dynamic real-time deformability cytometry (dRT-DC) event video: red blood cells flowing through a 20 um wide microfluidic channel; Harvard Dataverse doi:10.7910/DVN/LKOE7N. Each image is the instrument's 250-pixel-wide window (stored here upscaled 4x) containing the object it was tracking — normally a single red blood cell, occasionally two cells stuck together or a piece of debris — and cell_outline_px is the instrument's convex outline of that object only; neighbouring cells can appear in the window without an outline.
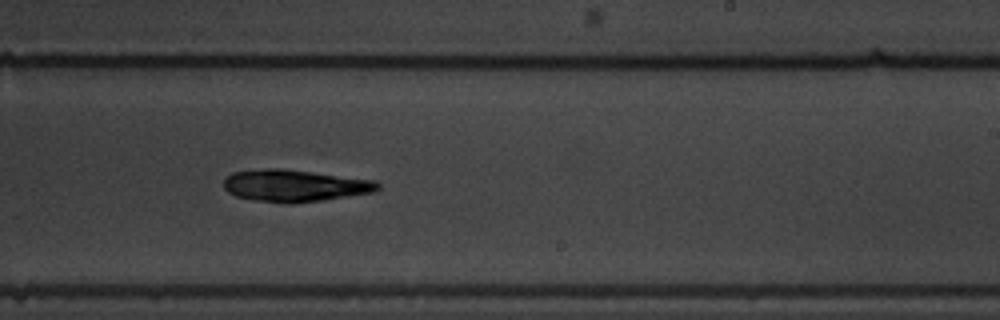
{"species": "common noctule bat (a hibernating species)", "species_latin": "Nyctalus noctula", "temperature_condition": "warm", "stored_images_in_passage": 15, "camera_frame_rate_fps": 3000, "um_per_image_px": 0.085, "animal": {"sex": "male", "body_mass_g": 19.5, "forearm_length_mm": 54.6}, "frame": {"image": 1, "passage_image": 9, "time_ms": 2.667, "image_size_px": [1000, 320], "cell_outline_px": [[380, 188], [376, 192], [320, 200], [256, 200], [236, 196], [228, 192], [224, 188], [224, 180], [232, 172], [268, 168], [280, 168], [376, 180], [380, 184]], "centroid_in_image_um": [25.09, 15.73], "position_along_channel_um": 263.9, "area_um2": 27.69}}
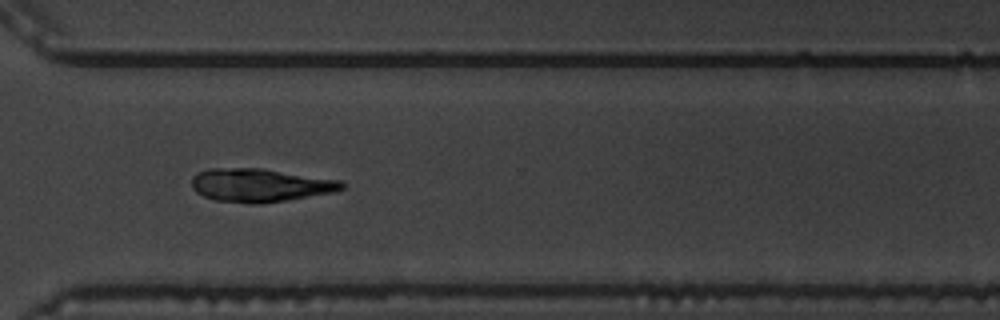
{"frame": {"image": 2, "passage_image": 11, "time_ms": 3.333, "image_size_px": [1000, 320], "cell_outline_px": [[348, 184], [344, 188], [336, 192], [288, 200], [260, 204], [252, 204], [216, 200], [204, 196], [196, 192], [192, 188], [192, 176], [196, 172], [208, 168], [260, 168], [340, 180]], "centroid_in_image_um": [22.12, 15.74], "position_along_channel_um": 348.5, "area_um2": 29.42}}
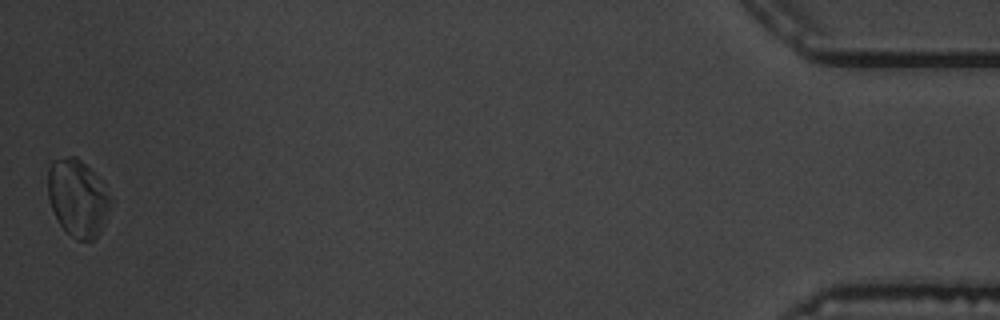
{"frame": {"image": 3, "passage_image": 15, "time_ms": 4.667, "image_size_px": [1000, 320], "cell_outline_px": [[112, 200], [100, 228], [96, 236], [92, 240], [76, 240], [60, 224], [48, 200], [48, 168], [52, 160], [68, 156], [76, 156], [96, 176]], "centroid_in_image_um": [6.55, 16.8], "position_along_channel_um": 428.7, "area_um2": 27.34}}